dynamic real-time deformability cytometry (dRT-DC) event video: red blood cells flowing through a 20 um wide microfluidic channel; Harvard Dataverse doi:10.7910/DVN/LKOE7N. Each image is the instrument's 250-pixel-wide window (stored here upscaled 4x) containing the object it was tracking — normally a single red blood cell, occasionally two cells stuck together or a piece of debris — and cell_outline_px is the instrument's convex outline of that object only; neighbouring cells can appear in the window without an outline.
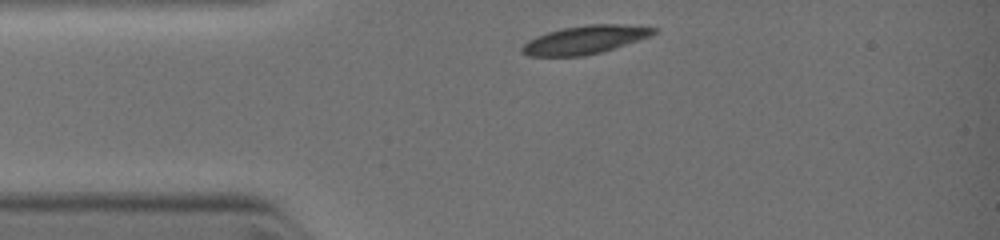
{"species": "common noctule bat (a hibernating species)", "species_latin": "Nyctalus noctula", "temperature_condition": "warm", "stored_images_in_passage": 9, "camera_frame_rate_fps": 3000, "um_per_image_px": 0.085, "animal": {"sex": "female", "body_mass_g": 19.0, "forearm_length_mm": 51.5}, "frame": {"image": 1, "passage_image": 1, "time_ms": 0.0, "image_size_px": [1000, 240], "cell_outline_px": [[660, 28], [656, 32], [648, 36], [600, 52], [584, 56], [528, 56], [520, 52], [520, 48], [528, 40], [536, 36], [548, 32], [564, 28], [588, 24], [624, 24]], "centroid_in_image_um": [49.67, 3.37], "position_along_channel_um": 35.3, "area_um2": 21.44}}
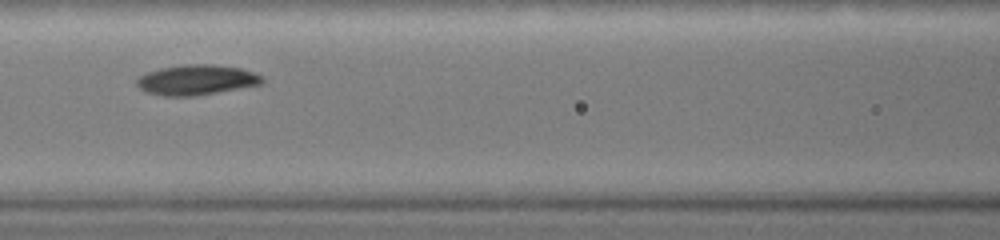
{"frame": {"image": 2, "passage_image": 6, "time_ms": 2.667, "image_size_px": [1000, 240], "cell_outline_px": [[264, 80], [260, 84], [196, 96], [164, 96], [148, 92], [140, 88], [136, 84], [136, 80], [140, 76], [148, 72], [160, 68], [184, 64], [208, 64], [240, 68], [252, 72], [260, 76]], "centroid_in_image_um": [16.66, 6.79], "position_along_channel_um": 149.9, "area_um2": 21.73}}
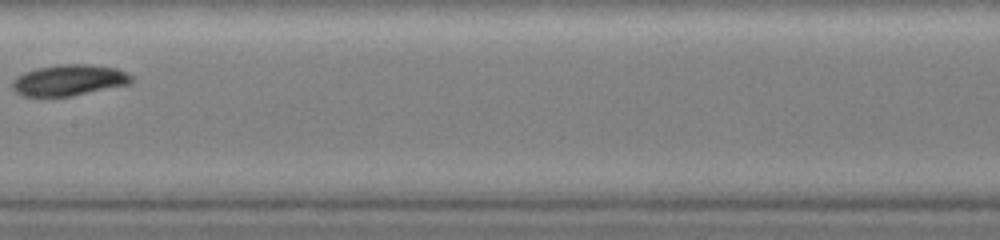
{"frame": {"image": 3, "passage_image": 8, "time_ms": 3.667, "image_size_px": [1000, 240], "cell_outline_px": [[132, 84], [52, 100], [40, 100], [24, 96], [16, 92], [12, 88], [12, 80], [16, 76], [24, 72], [36, 68], [60, 64], [92, 64], [116, 68], [132, 76]], "centroid_in_image_um": [5.8, 6.87], "position_along_channel_um": 201.6, "area_um2": 22.6}}